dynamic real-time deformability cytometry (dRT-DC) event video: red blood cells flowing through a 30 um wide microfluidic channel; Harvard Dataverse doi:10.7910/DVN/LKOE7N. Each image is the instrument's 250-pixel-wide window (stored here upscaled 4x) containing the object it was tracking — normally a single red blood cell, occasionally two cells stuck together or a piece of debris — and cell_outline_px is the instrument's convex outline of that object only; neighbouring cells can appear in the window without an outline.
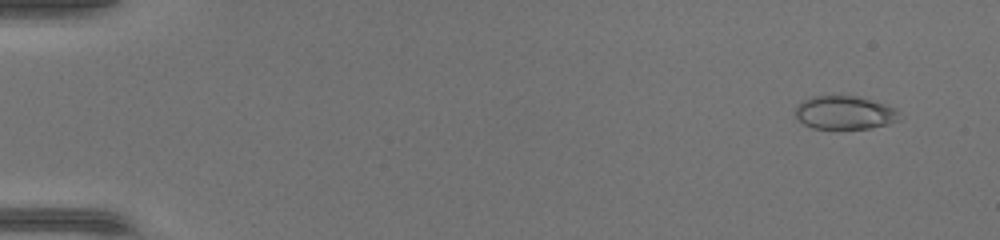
{"species": "common noctule bat (a hibernating species)", "species_latin": "Nyctalus noctula", "temperature_condition": "warm", "stored_images_in_passage": 47, "camera_frame_rate_fps": 3000, "um_per_image_px": 0.085, "animal": {"sex": "female", "body_mass_g": 17.0, "forearm_length_mm": 48.0}, "frame": {"image": 1, "passage_image": 4, "time_ms": 1.0, "image_size_px": [1000, 240], "cell_outline_px": [[896, 120], [888, 124], [868, 128], [812, 128], [804, 124], [796, 116], [796, 108], [804, 100], [812, 96], [856, 96], [896, 108]], "centroid_in_image_um": [71.75, 9.57], "position_along_channel_um": 13.3, "area_um2": 19.59}}
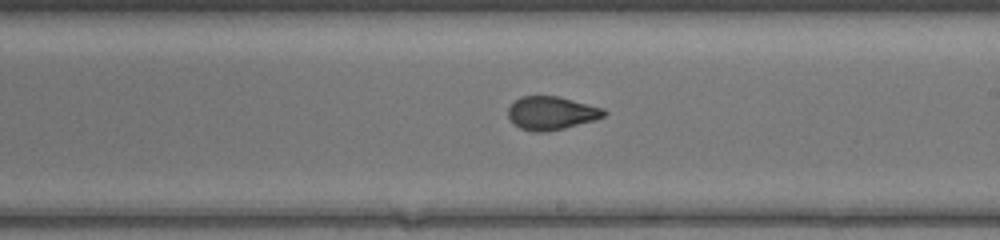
{"frame": {"image": 2, "passage_image": 29, "time_ms": 9.333, "image_size_px": [1000, 240], "cell_outline_px": [[608, 112], [604, 116], [596, 120], [564, 128], [544, 132], [532, 132], [520, 128], [508, 116], [508, 108], [520, 96], [556, 96], [604, 108]], "centroid_in_image_um": [46.89, 9.61], "position_along_channel_um": 242.1, "area_um2": 18.5}}
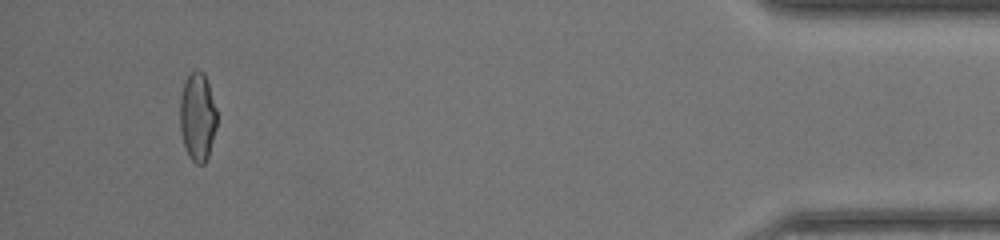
{"frame": {"image": 3, "passage_image": 45, "time_ms": 14.667, "image_size_px": [1000, 240], "cell_outline_px": [[216, 128], [208, 156], [204, 164], [196, 164], [188, 156], [184, 144], [180, 128], [180, 96], [184, 80], [192, 72], [204, 72], [216, 108]], "centroid_in_image_um": [16.78, 9.95], "position_along_channel_um": 418.4, "area_um2": 18.84}}